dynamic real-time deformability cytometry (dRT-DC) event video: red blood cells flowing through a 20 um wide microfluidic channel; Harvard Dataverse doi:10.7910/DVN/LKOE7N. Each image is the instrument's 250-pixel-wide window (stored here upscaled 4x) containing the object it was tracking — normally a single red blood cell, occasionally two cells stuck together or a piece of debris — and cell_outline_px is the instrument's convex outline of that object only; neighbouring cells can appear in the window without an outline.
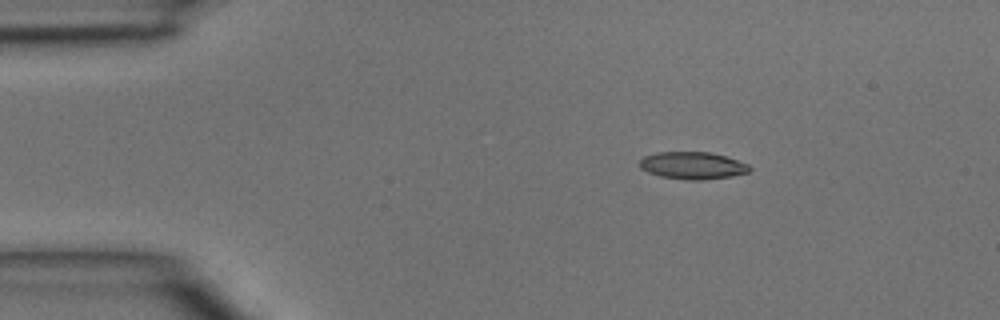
{"species": "common noctule bat (a hibernating species)", "species_latin": "Nyctalus noctula", "temperature_condition": "room temperature", "stored_images_in_passage": 4, "camera_frame_rate_fps": 3000, "um_per_image_px": 0.085, "animal": {"sex": "male", "body_mass_g": 15.6}, "frame": {"image": 1, "passage_image": 2, "time_ms": 0.333, "image_size_px": [1000, 320], "cell_outline_px": [[752, 168], [748, 172], [732, 176], [704, 180], [688, 180], [660, 176], [648, 172], [640, 168], [640, 160], [644, 156], [656, 152], [708, 152], [724, 156], [748, 164]], "centroid_in_image_um": [58.86, 14.07], "position_along_channel_um": 26.1, "area_um2": 17.4}}